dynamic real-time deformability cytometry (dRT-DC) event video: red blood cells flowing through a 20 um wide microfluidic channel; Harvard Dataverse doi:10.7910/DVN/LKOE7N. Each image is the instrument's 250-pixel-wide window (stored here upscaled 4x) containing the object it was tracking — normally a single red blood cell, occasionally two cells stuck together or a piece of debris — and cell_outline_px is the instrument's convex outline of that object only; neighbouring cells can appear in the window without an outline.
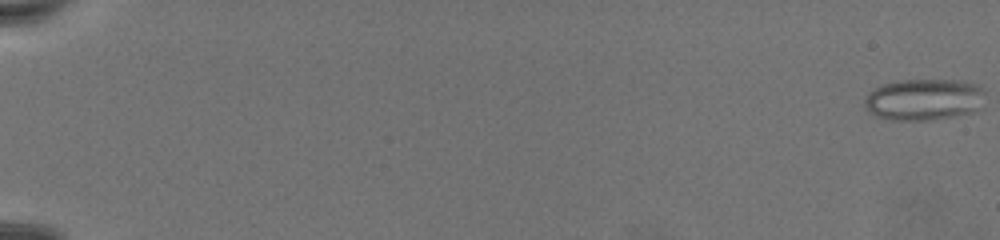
{"species": "common noctule bat (a hibernating species)", "species_latin": "Nyctalus noctula", "temperature_condition": "warm", "stored_images_in_passage": 76, "camera_frame_rate_fps": 3000, "um_per_image_px": 0.085, "animal": {"sex": "female", "body_mass_g": 19.5, "forearm_length_mm": 54.1}, "frame": {"image": 1, "passage_image": 1, "time_ms": 0.0, "image_size_px": [1000, 240], "cell_outline_px": [[984, 92], [976, 112], [928, 120], [892, 120], [876, 116], [868, 112], [864, 108], [864, 100], [868, 92], [884, 84], [900, 80], [960, 80], [976, 84], [984, 88]], "centroid_in_image_um": [78.5, 8.46], "position_along_channel_um": 6.5, "area_um2": 29.19}}
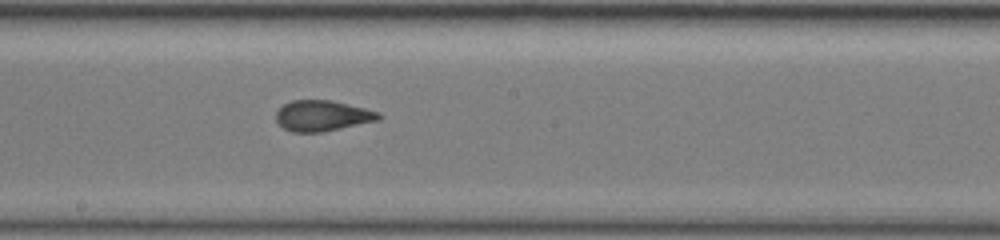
{"frame": {"image": 2, "passage_image": 46, "time_ms": 15.0, "image_size_px": [1000, 240], "cell_outline_px": [[384, 116], [380, 120], [324, 132], [292, 132], [284, 128], [276, 120], [276, 112], [284, 104], [292, 100], [332, 100], [380, 112]], "centroid_in_image_um": [27.44, 9.84], "position_along_channel_um": 220.8, "area_um2": 18.5}}
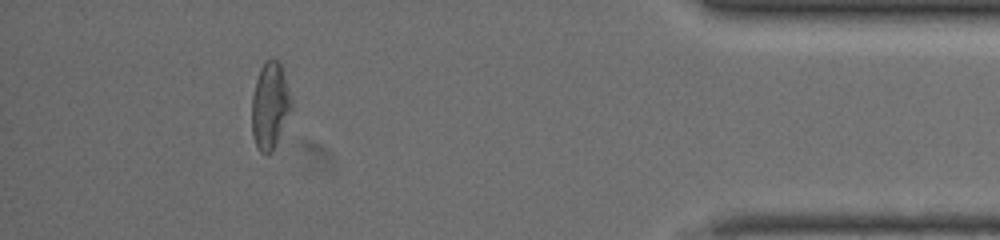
{"frame": {"image": 3, "passage_image": 70, "time_ms": 23.0, "image_size_px": [1000, 240], "cell_outline_px": [[292, 108], [268, 156], [264, 156], [256, 148], [252, 136], [252, 96], [256, 80], [260, 68], [264, 60], [280, 60], [292, 100]], "centroid_in_image_um": [22.93, 8.96], "position_along_channel_um": 412.3, "area_um2": 19.88}}